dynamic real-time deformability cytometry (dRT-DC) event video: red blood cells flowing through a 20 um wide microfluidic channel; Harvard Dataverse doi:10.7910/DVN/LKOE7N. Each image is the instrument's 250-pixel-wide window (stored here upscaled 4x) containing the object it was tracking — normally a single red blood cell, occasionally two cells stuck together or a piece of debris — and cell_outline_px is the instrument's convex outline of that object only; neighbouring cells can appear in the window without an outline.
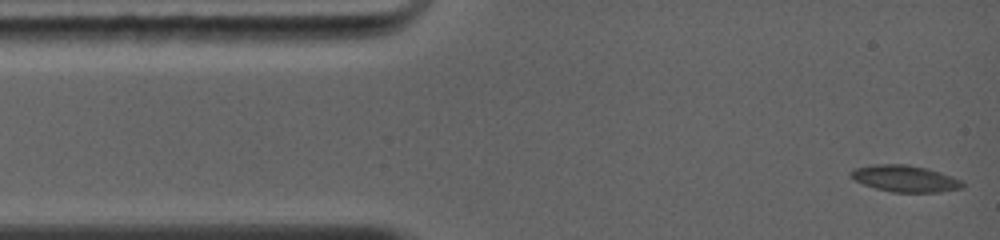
{"species": "common noctule bat (a hibernating species)", "species_latin": "Nyctalus noctula", "temperature_condition": "warm", "stored_images_in_passage": 12, "camera_frame_rate_fps": 5000, "um_per_image_px": 0.085, "animal": {"sex": "female", "body_mass_g": 19.0, "forearm_length_mm": 56.7}, "frame": {"image": 1, "passage_image": 1, "time_ms": 0.0, "image_size_px": [1000, 240], "cell_outline_px": [[964, 188], [940, 192], [892, 192], [876, 188], [864, 184], [856, 180], [848, 172], [856, 168], [872, 164], [908, 164], [928, 168], [952, 176], [960, 180], [964, 184]], "centroid_in_image_um": [76.96, 15.17], "position_along_channel_um": 8.0, "area_um2": 17.28}}
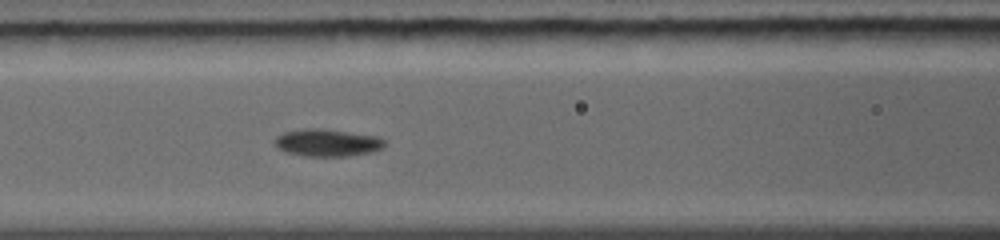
{"frame": {"image": 2, "passage_image": 7, "time_ms": 4.6, "image_size_px": [1000, 240], "cell_outline_px": [[384, 148], [372, 152], [348, 156], [304, 156], [284, 152], [272, 140], [276, 136], [284, 132], [304, 128], [324, 128], [380, 136], [384, 140]], "centroid_in_image_um": [27.83, 12.12], "position_along_channel_um": 138.8, "area_um2": 17.8}}
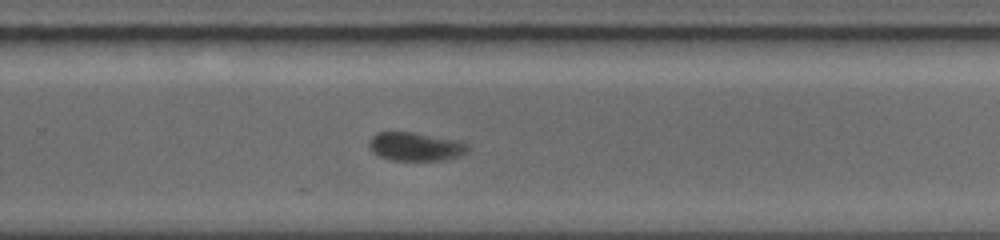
{"frame": {"image": 3, "passage_image": 12, "time_ms": 8.2, "image_size_px": [1000, 240], "cell_outline_px": [[472, 148], [468, 152], [456, 156], [440, 160], [392, 160], [380, 156], [372, 152], [368, 148], [368, 140], [376, 132], [412, 132], [456, 140], [468, 144]], "centroid_in_image_um": [35.28, 12.45], "position_along_channel_um": 294.5, "area_um2": 16.42}}